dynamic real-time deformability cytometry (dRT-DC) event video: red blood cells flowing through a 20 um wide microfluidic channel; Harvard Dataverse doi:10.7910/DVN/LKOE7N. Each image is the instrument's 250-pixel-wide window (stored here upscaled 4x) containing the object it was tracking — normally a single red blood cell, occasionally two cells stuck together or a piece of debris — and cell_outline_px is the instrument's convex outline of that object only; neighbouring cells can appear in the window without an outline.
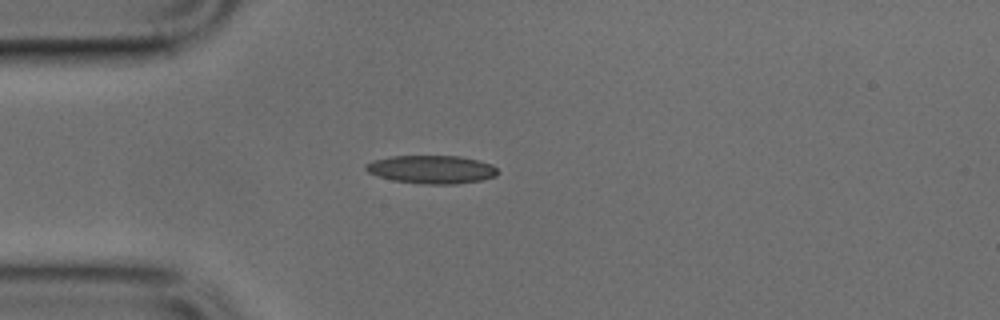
{"species": "common noctule bat (a hibernating species)", "species_latin": "Nyctalus noctula", "temperature_condition": "cold", "stored_images_in_passage": 37, "camera_frame_rate_fps": 3000, "um_per_image_px": 0.085, "animal": {"sex": "male", "body_mass_g": 17.9, "forearm_length_mm": 54.2}, "frame": {"image": 1, "passage_image": 1, "time_ms": 0.0, "image_size_px": [1000, 320], "cell_outline_px": [[500, 172], [496, 176], [480, 180], [456, 184], [424, 184], [392, 180], [376, 176], [368, 172], [364, 168], [364, 164], [372, 160], [392, 156], [460, 156], [492, 164]], "centroid_in_image_um": [36.66, 14.4], "position_along_channel_um": 48.3, "area_um2": 21.79}}
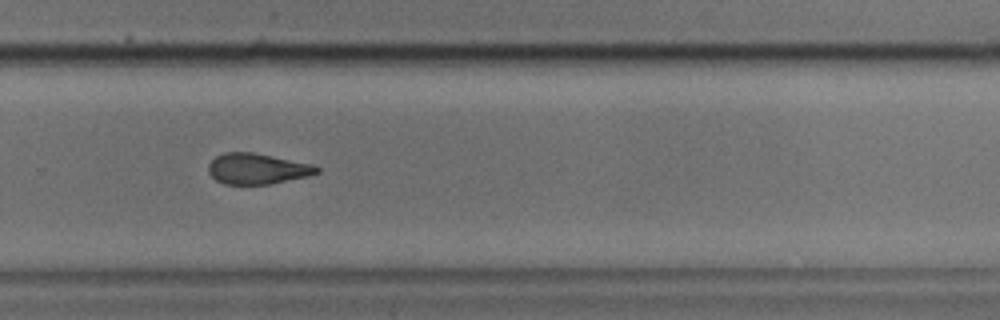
{"frame": {"image": 2, "passage_image": 21, "time_ms": 6.667, "image_size_px": [1000, 320], "cell_outline_px": [[320, 172], [308, 176], [272, 184], [224, 184], [216, 180], [208, 172], [208, 164], [216, 156], [224, 152], [252, 152], [312, 164], [320, 168]], "centroid_in_image_um": [21.86, 14.35], "position_along_channel_um": 307.9, "area_um2": 19.42}}
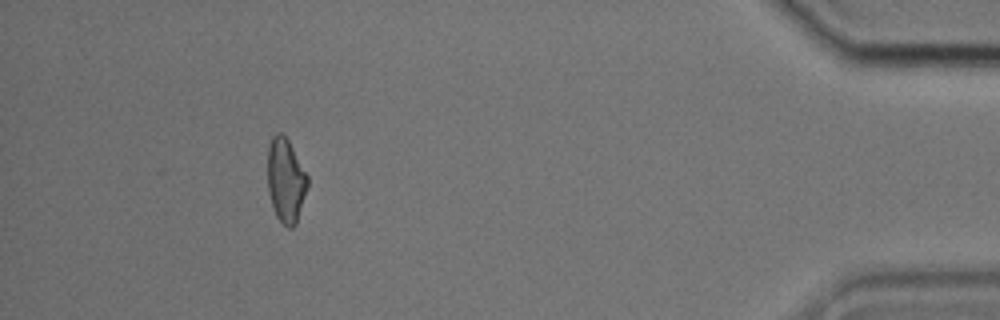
{"frame": {"image": 3, "passage_image": 33, "time_ms": 10.667, "image_size_px": [1000, 320], "cell_outline_px": [[308, 184], [296, 224], [292, 228], [288, 228], [276, 216], [268, 192], [268, 144], [272, 136], [276, 132], [284, 132], [308, 176]], "centroid_in_image_um": [24.28, 15.29], "position_along_channel_um": 410.9, "area_um2": 19.59}}